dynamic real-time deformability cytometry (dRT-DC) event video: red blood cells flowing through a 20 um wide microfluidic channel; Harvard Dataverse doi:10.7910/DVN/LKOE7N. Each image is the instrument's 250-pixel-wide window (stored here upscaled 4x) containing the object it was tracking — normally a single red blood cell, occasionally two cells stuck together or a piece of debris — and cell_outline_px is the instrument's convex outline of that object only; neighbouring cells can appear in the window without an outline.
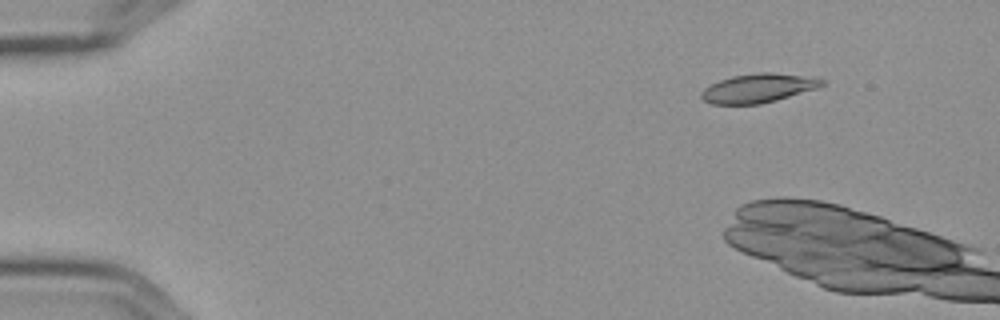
{"species": "Egyptian fruit bat (a non-hibernating species)", "species_latin": "Rousettus aegyptiacus", "temperature_condition": "cold", "stored_images_in_passage": 3, "camera_frame_rate_fps": 3000, "um_per_image_px": 0.085, "frame": {"image": 1, "passage_image": 1, "time_ms": 0.0, "image_size_px": [1000, 320], "cell_outline_px": [[824, 84], [816, 88], [776, 100], [760, 104], [712, 104], [704, 100], [700, 96], [700, 92], [704, 88], [720, 80], [732, 76], [756, 72], [772, 72], [820, 76], [824, 80]], "centroid_in_image_um": [64.5, 7.47], "position_along_channel_um": 20.5, "area_um2": 20.58}}